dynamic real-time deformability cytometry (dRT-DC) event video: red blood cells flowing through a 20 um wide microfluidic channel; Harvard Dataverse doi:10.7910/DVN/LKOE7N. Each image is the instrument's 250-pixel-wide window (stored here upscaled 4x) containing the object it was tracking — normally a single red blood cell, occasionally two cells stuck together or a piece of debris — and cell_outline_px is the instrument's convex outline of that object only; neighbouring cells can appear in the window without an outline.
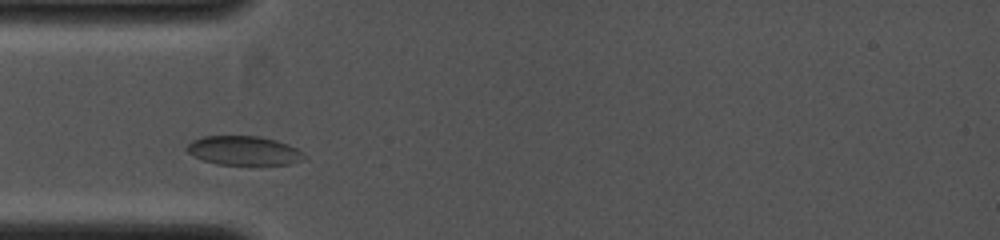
{"species": "common noctule bat (a hibernating species)", "species_latin": "Nyctalus noctula", "temperature_condition": "cold", "stored_images_in_passage": 29, "camera_frame_rate_fps": 4000, "um_per_image_px": 0.085, "animal": {"sex": "female", "body_mass_g": 19.0, "forearm_length_mm": 53.3}, "frame": {"image": 1, "passage_image": 4, "time_ms": 0.75, "image_size_px": [1000, 240], "cell_outline_px": [[308, 156], [300, 160], [288, 164], [216, 164], [204, 160], [188, 152], [184, 148], [192, 140], [204, 136], [260, 136], [276, 140], [296, 148], [304, 152]], "centroid_in_image_um": [20.72, 12.79], "position_along_channel_um": 64.3, "area_um2": 19.71}}
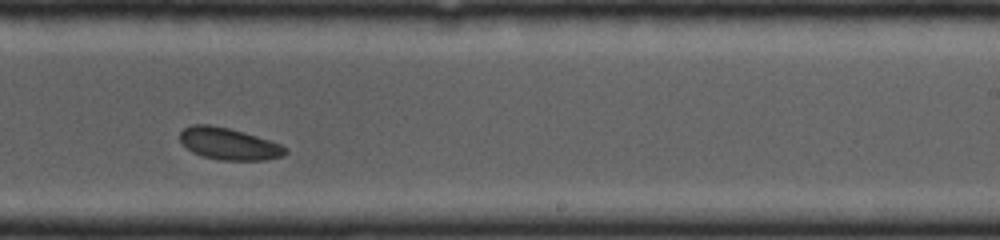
{"frame": {"image": 2, "passage_image": 18, "time_ms": 4.25, "image_size_px": [1000, 240], "cell_outline_px": [[288, 152], [284, 156], [264, 160], [220, 160], [204, 156], [192, 152], [180, 140], [180, 132], [184, 128], [192, 124], [208, 124], [228, 128], [244, 132], [280, 144]], "centroid_in_image_um": [19.44, 12.22], "position_along_channel_um": 269.6, "area_um2": 19.36}}
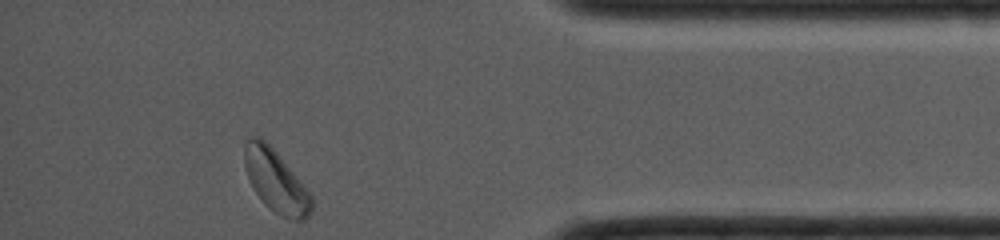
{"frame": {"image": 3, "passage_image": 29, "time_ms": 7.0, "image_size_px": [1000, 240], "cell_outline_px": [[312, 212], [304, 220], [292, 220], [280, 216], [268, 208], [264, 204], [252, 188], [244, 164], [244, 144], [252, 136], [256, 136], [264, 140], [276, 152], [312, 196]], "centroid_in_image_um": [23.43, 15.43], "position_along_channel_um": 411.8, "area_um2": 24.04}}